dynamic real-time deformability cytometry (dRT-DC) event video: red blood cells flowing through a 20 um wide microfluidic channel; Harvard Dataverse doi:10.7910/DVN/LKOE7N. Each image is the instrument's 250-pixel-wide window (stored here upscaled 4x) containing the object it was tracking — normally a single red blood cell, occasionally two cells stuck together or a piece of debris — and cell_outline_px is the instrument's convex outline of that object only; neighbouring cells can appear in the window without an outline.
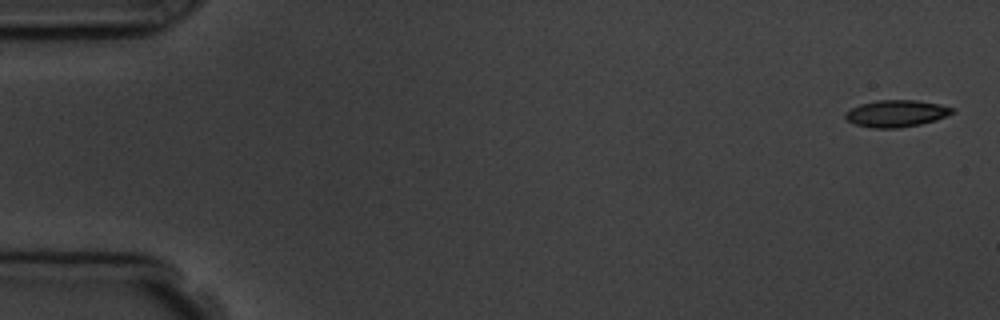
{"species": "common noctule bat (a hibernating species)", "species_latin": "Nyctalus noctula", "temperature_condition": "room temperature", "stored_images_in_passage": 5, "camera_frame_rate_fps": 3000, "um_per_image_px": 0.085, "animal": {"sex": "male", "body_mass_g": 19.5, "forearm_length_mm": 54.6}, "frame": {"image": 1, "passage_image": 1, "time_ms": 0.0, "image_size_px": [1000, 320], "cell_outline_px": [[956, 112], [936, 120], [920, 124], [900, 128], [872, 128], [856, 124], [848, 120], [844, 116], [844, 112], [860, 104], [876, 100], [916, 100], [940, 104], [956, 108]], "centroid_in_image_um": [76.22, 9.64], "position_along_channel_um": 8.8, "area_um2": 16.88}}
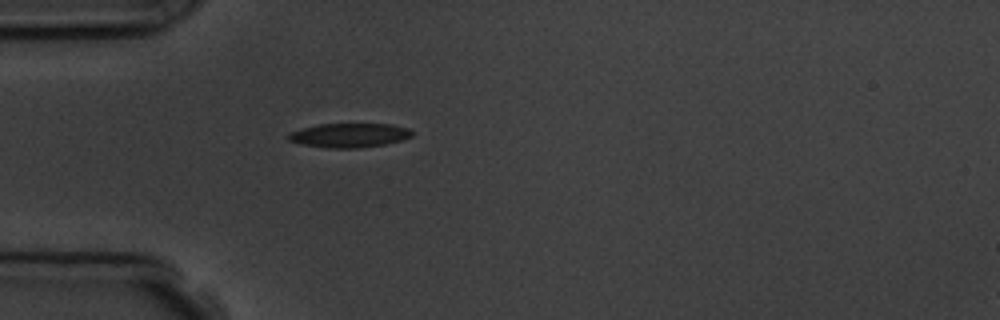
{"frame": {"image": 2, "passage_image": 5, "time_ms": 4.667, "image_size_px": [1000, 320], "cell_outline_px": [[412, 136], [400, 140], [384, 144], [360, 148], [328, 148], [300, 144], [288, 140], [288, 136], [292, 132], [304, 128], [320, 124], [392, 124], [408, 128], [412, 132]], "centroid_in_image_um": [29.7, 11.5], "position_along_channel_um": 55.3, "area_um2": 17.22}}